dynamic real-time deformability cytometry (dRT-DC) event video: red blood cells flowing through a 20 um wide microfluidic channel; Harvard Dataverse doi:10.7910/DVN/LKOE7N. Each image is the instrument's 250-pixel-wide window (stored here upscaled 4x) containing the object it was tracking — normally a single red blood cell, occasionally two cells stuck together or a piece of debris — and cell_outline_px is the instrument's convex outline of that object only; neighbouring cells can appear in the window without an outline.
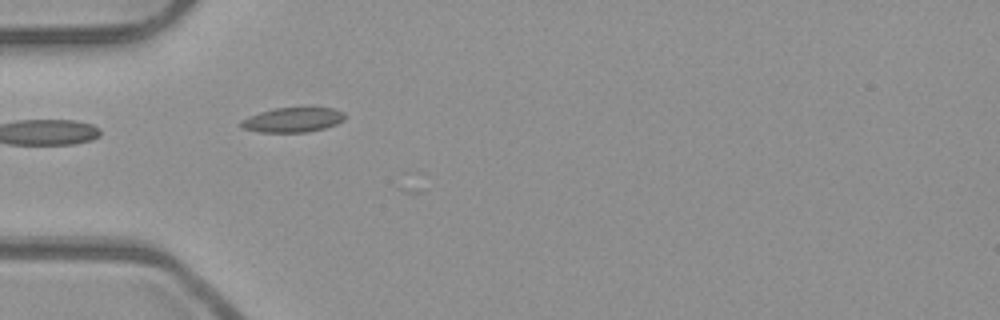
{"species": "common noctule bat (a hibernating species)", "species_latin": "Nyctalus noctula", "temperature_condition": "room temperature", "stored_images_in_passage": 2, "camera_frame_rate_fps": 3000, "um_per_image_px": 0.085, "animal": {"sex": "male", "body_mass_g": 23.1, "forearm_length_mm": 52.7}, "frame": {"image": 1, "passage_image": 1, "time_ms": 0.0, "image_size_px": [1000, 320], "cell_outline_px": [[344, 120], [336, 124], [324, 128], [308, 132], [260, 132], [244, 128], [240, 124], [240, 120], [248, 116], [260, 112], [276, 108], [332, 108], [344, 112]], "centroid_in_image_um": [24.88, 10.19], "position_along_channel_um": 60.1, "area_um2": 14.8}}